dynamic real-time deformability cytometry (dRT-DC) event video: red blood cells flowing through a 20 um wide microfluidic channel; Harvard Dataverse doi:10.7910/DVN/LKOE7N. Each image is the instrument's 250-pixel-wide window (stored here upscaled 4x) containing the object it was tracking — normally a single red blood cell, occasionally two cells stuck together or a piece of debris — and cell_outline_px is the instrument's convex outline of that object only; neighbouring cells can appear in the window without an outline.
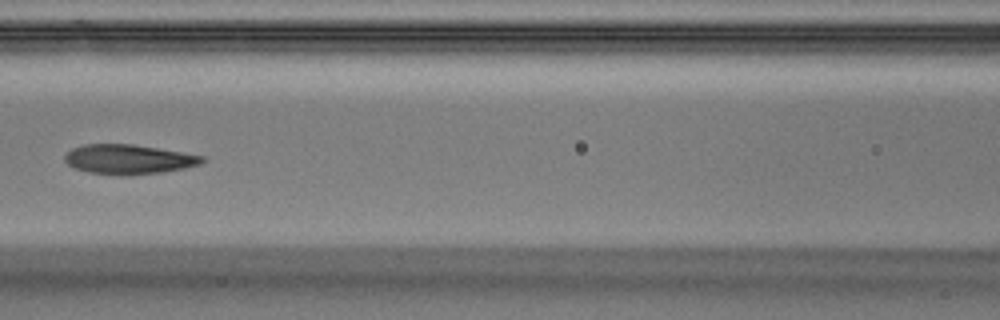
{"species": "Egyptian fruit bat (a non-hibernating species)", "species_latin": "Rousettus aegyptiacus", "temperature_condition": "warm", "stored_images_in_passage": 5, "camera_frame_rate_fps": 3000, "um_per_image_px": 0.085, "animal": {"sex": "male"}, "frame": {"image": 1, "passage_image": 5, "time_ms": 1.333, "image_size_px": [1000, 320], "cell_outline_px": [[204, 160], [200, 164], [184, 168], [160, 172], [120, 176], [88, 172], [72, 168], [64, 160], [64, 156], [72, 148], [84, 144], [132, 144], [204, 156]], "centroid_in_image_um": [10.86, 13.55], "position_along_channel_um": 155.7, "area_um2": 23.58}}